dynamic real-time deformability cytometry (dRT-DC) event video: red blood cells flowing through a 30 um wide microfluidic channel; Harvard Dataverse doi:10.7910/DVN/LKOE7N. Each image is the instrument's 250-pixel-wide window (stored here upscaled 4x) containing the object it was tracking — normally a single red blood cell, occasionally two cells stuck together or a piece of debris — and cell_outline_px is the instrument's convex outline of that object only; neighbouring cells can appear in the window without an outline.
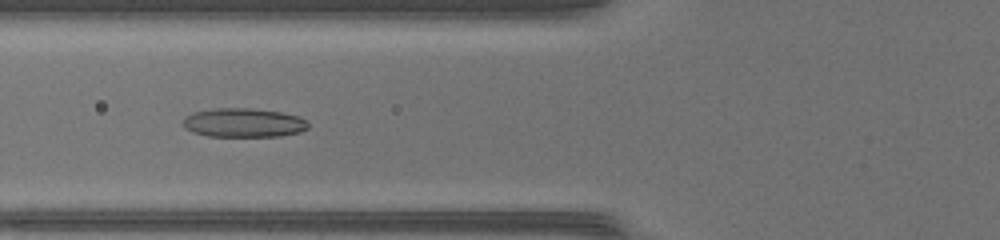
{"species": "common noctule bat (a hibernating species)", "species_latin": "Nyctalus noctula", "temperature_condition": "warm", "stored_images_in_passage": 50, "camera_frame_rate_fps": 3000, "um_per_image_px": 0.085, "animal": {"sex": "female", "body_mass_g": 17.0, "forearm_length_mm": 48.0}, "frame": {"image": 1, "passage_image": 21, "time_ms": 6.667, "image_size_px": [1000, 240], "cell_outline_px": [[308, 128], [300, 132], [280, 136], [208, 136], [192, 132], [184, 128], [180, 124], [184, 116], [192, 112], [216, 108], [248, 108], [280, 112], [300, 116], [308, 120]], "centroid_in_image_um": [20.67, 10.43], "position_along_channel_um": 105.1, "area_um2": 21.44}}
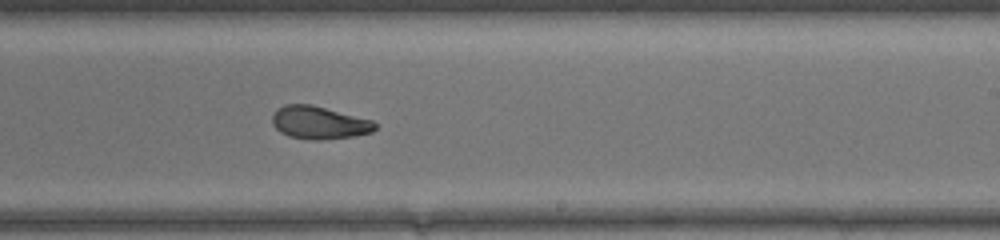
{"frame": {"image": 2, "passage_image": 32, "time_ms": 10.333, "image_size_px": [1000, 240], "cell_outline_px": [[380, 124], [372, 132], [352, 136], [320, 140], [312, 140], [288, 136], [280, 132], [272, 124], [272, 116], [276, 108], [284, 104], [312, 104], [372, 120]], "centroid_in_image_um": [27.11, 10.41], "position_along_channel_um": 261.9, "area_um2": 19.83}}
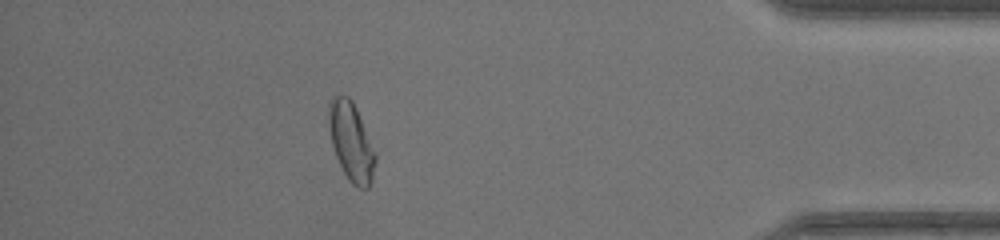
{"frame": {"image": 3, "passage_image": 45, "time_ms": 14.667, "image_size_px": [1000, 240], "cell_outline_px": [[376, 160], [372, 180], [368, 188], [356, 188], [348, 180], [336, 156], [332, 144], [328, 120], [328, 100], [332, 96], [340, 92], [348, 96], [352, 100], [356, 108], [376, 152]], "centroid_in_image_um": [29.84, 12.0], "position_along_channel_um": 405.4, "area_um2": 21.56}, "authors_computed_cell_mechanics": {"area_um2": 21.4438, "velocity_mm_per_s": 4.2784, "shape_relaxation_time_tau1_ms": null, "shape_relaxation_time_tau2_ms": 1.8501, "deformation_change_tau1": null, "deformation_change_tau2": 0.0696}}